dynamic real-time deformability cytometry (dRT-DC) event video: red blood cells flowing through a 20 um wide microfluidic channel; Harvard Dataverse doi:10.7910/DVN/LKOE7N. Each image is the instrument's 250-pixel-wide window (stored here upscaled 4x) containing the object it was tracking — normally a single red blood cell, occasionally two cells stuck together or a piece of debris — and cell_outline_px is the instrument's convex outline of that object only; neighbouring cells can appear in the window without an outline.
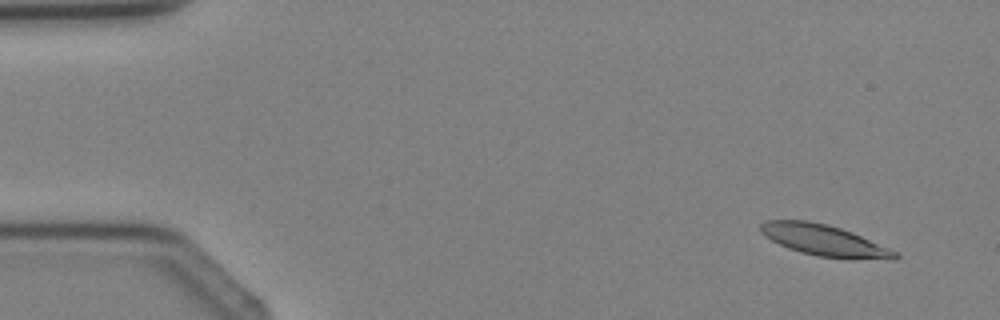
{"species": "Egyptian fruit bat (a non-hibernating species)", "species_latin": "Rousettus aegyptiacus", "temperature_condition": "cold", "stored_images_in_passage": 5, "segment_of_instrument_passage": [2, 2], "camera_frame_rate_fps": 3000, "um_per_image_px": 0.085, "animal": {"sex": "female"}, "frame": {"image": 1, "passage_image": 5, "time_ms": 4.667, "image_size_px": [1000, 320], "cell_outline_px": [[900, 256], [896, 260], [852, 260], [816, 256], [800, 252], [788, 248], [764, 236], [760, 232], [760, 224], [764, 220], [808, 220], [828, 224], [852, 232], [900, 252]], "centroid_in_image_um": [70.14, 20.46], "position_along_channel_um": 14.9, "area_um2": 25.09}}